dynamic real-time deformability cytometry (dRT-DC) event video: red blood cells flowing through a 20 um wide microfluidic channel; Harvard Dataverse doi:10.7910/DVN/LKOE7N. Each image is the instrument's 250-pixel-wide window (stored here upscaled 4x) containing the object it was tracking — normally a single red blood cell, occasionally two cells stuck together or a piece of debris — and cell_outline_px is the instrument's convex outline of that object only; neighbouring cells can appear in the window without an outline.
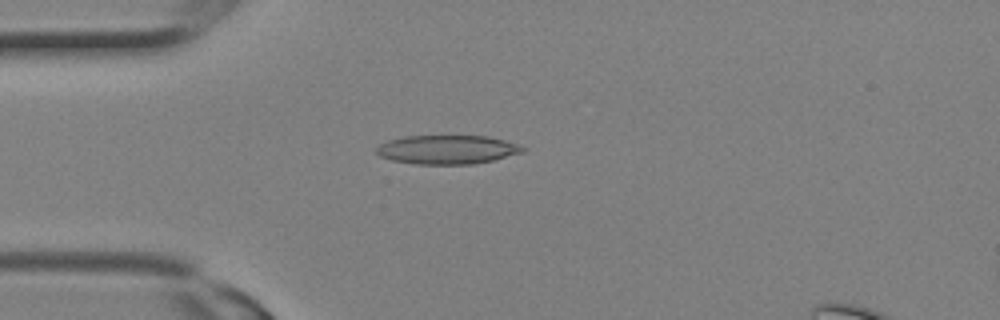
{"species": "Egyptian fruit bat (a non-hibernating species)", "species_latin": "Rousettus aegyptiacus", "temperature_condition": "room temperature", "stored_images_in_passage": 2, "camera_frame_rate_fps": 3000, "um_per_image_px": 0.085, "animal": {"sex": "female"}, "frame": {"image": 1, "passage_image": 2, "time_ms": 0.333, "image_size_px": [1000, 320], "cell_outline_px": [[528, 148], [524, 152], [492, 160], [472, 164], [416, 164], [392, 160], [380, 156], [376, 152], [376, 148], [380, 144], [388, 140], [404, 136], [488, 136], [504, 140]], "centroid_in_image_um": [38.01, 12.71], "position_along_channel_um": 47.0, "area_um2": 24.57}}